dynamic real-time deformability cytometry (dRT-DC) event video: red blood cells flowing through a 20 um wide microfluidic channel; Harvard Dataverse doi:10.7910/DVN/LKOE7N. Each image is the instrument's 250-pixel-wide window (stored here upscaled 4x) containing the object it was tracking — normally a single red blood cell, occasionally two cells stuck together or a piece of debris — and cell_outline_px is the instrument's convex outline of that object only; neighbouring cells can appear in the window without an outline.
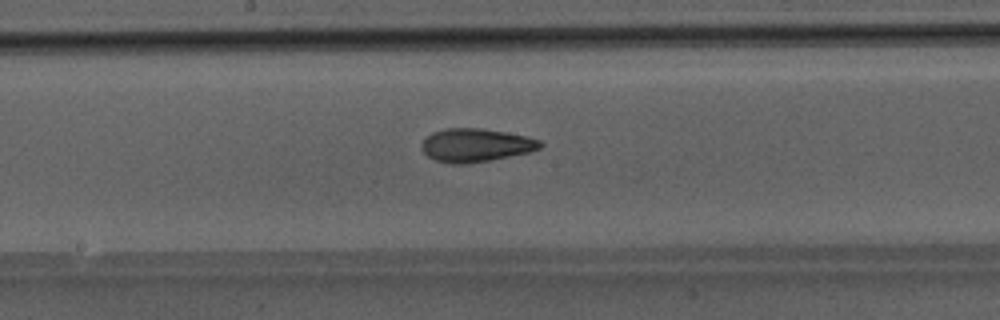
{"species": "Egyptian fruit bat (a non-hibernating species)", "species_latin": "Rousettus aegyptiacus", "temperature_condition": "room temperature", "stored_images_in_passage": 38, "camera_frame_rate_fps": 3000, "um_per_image_px": 0.085, "animal": {"sex": "male"}, "frame": {"image": 1, "passage_image": 15, "time_ms": 4.667, "image_size_px": [1000, 320], "cell_outline_px": [[544, 144], [540, 148], [528, 152], [468, 164], [452, 164], [436, 160], [428, 156], [420, 148], [420, 144], [432, 132], [444, 128], [484, 128], [528, 136], [540, 140]], "centroid_in_image_um": [40.43, 12.33], "position_along_channel_um": 207.8, "area_um2": 23.06}}
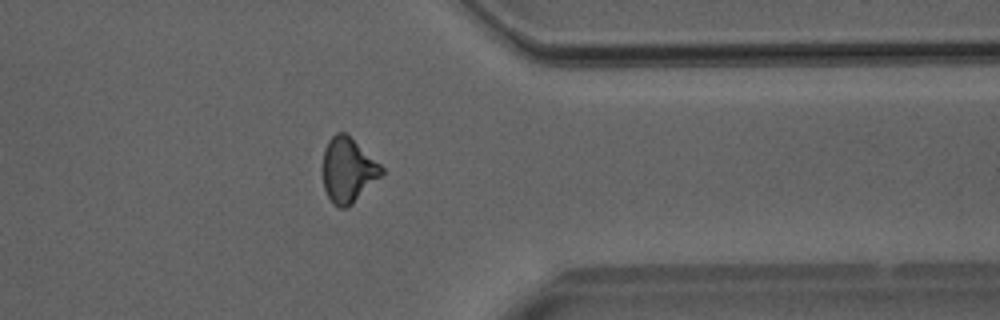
{"frame": {"image": 2, "passage_image": 28, "time_ms": 9.0, "image_size_px": [1000, 320], "cell_outline_px": [[384, 172], [348, 208], [340, 208], [332, 204], [324, 188], [324, 148], [328, 140], [336, 132], [344, 132], [380, 164], [384, 168]], "centroid_in_image_um": [29.57, 14.47], "position_along_channel_um": 381.8, "area_um2": 21.73}}
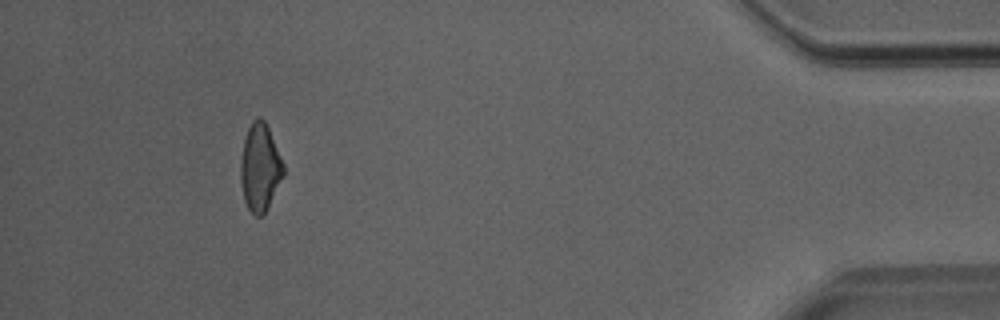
{"frame": {"image": 3, "passage_image": 34, "time_ms": 11.0, "image_size_px": [1000, 320], "cell_outline_px": [[284, 176], [264, 216], [256, 216], [248, 208], [244, 200], [240, 180], [240, 164], [244, 136], [252, 120], [260, 116], [264, 120], [268, 128], [284, 164]], "centroid_in_image_um": [22.1, 14.25], "position_along_channel_um": 413.1, "area_um2": 22.02}}